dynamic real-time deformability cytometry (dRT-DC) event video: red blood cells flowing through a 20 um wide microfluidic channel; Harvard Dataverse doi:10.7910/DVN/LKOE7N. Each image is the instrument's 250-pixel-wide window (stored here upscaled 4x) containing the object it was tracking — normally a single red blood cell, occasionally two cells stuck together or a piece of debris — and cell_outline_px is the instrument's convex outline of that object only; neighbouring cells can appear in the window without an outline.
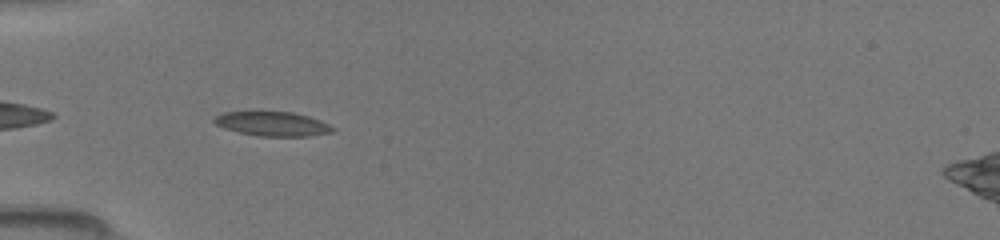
{"species": "common noctule bat (a hibernating species)", "species_latin": "Nyctalus noctula", "temperature_condition": "room temperature", "stored_images_in_passage": 36, "camera_frame_rate_fps": 3000, "um_per_image_px": 0.085, "animal": {"sex": "female", "body_mass_g": 19.5, "forearm_length_mm": 54.1}, "frame": {"image": 1, "passage_image": 3, "time_ms": 0.667, "image_size_px": [1000, 240], "cell_outline_px": [[336, 132], [308, 136], [256, 136], [224, 128], [216, 124], [212, 120], [216, 116], [224, 112], [296, 112], [320, 120], [336, 128]], "centroid_in_image_um": [23.21, 10.53], "position_along_channel_um": 61.8, "area_um2": 16.82}}
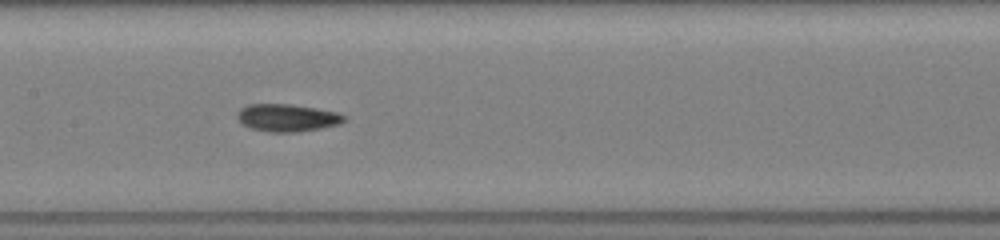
{"frame": {"image": 2, "passage_image": 12, "time_ms": 3.667, "image_size_px": [1000, 240], "cell_outline_px": [[348, 120], [340, 124], [300, 132], [268, 132], [252, 128], [240, 124], [236, 116], [236, 112], [240, 108], [248, 104], [292, 104], [316, 108], [336, 112], [348, 116]], "centroid_in_image_um": [24.41, 10.01], "position_along_channel_um": 183.0, "area_um2": 17.46}}
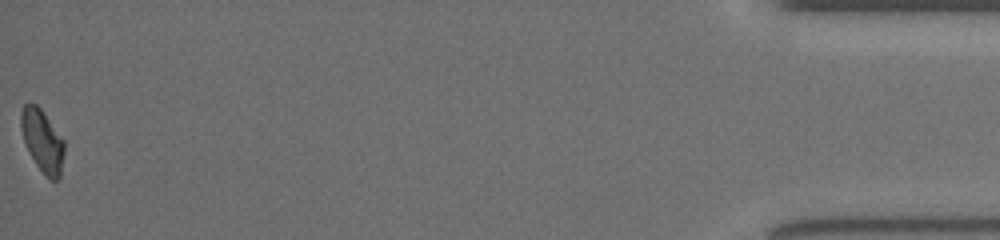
{"frame": {"image": 3, "passage_image": 36, "time_ms": 11.667, "image_size_px": [1000, 240], "cell_outline_px": [[64, 152], [60, 176], [56, 180], [52, 180], [36, 164], [24, 140], [20, 128], [20, 112], [24, 104], [28, 100], [36, 104], [40, 108], [64, 140]], "centroid_in_image_um": [3.58, 11.89], "position_along_channel_um": 431.6, "area_um2": 15.49}}